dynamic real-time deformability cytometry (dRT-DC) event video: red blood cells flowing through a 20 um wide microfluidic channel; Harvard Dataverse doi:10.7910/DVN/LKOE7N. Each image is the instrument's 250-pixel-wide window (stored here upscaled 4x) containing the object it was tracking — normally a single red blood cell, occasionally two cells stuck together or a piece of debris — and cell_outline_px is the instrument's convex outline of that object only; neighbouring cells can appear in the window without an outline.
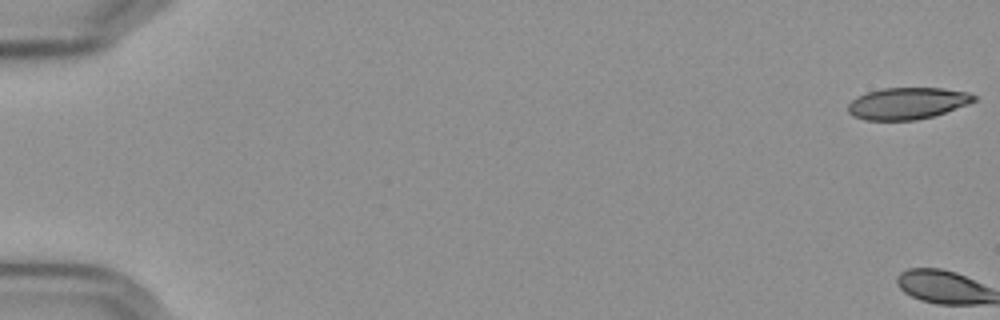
{"species": "Egyptian fruit bat (a non-hibernating species)", "species_latin": "Rousettus aegyptiacus", "temperature_condition": "cold", "stored_images_in_passage": 3, "camera_frame_rate_fps": 3000, "um_per_image_px": 0.085, "frame": {"image": 1, "passage_image": 1, "time_ms": 0.0, "image_size_px": [1000, 320], "cell_outline_px": [[976, 100], [968, 104], [932, 116], [916, 120], [864, 120], [852, 116], [848, 112], [848, 104], [852, 100], [868, 92], [884, 88], [940, 88], [968, 92], [976, 96]], "centroid_in_image_um": [77.11, 8.79], "position_along_channel_um": 7.9, "area_um2": 23.06}}